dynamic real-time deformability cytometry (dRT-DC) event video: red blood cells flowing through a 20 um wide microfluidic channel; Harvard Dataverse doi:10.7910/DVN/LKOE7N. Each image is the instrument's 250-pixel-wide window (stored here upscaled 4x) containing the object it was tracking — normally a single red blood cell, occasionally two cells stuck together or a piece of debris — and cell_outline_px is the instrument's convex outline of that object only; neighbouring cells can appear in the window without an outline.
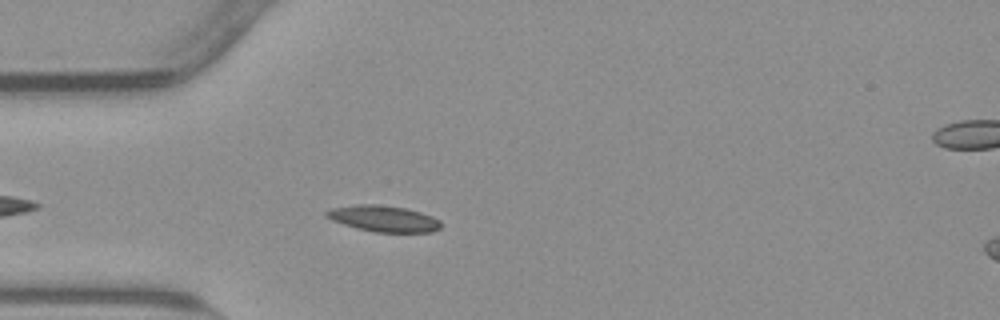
{"species": "common noctule bat (a hibernating species)", "species_latin": "Nyctalus noctula", "temperature_condition": "warm", "stored_images_in_passage": 38, "camera_frame_rate_fps": 3000, "um_per_image_px": 0.085, "animal": {"sex": "male", "body_mass_g": 23.1, "forearm_length_mm": 52.7}, "frame": {"image": 1, "passage_image": 5, "time_ms": 1.333, "image_size_px": [1000, 320], "cell_outline_px": [[440, 228], [432, 232], [376, 232], [356, 228], [332, 220], [324, 216], [324, 212], [332, 208], [356, 204], [376, 204], [404, 208], [420, 212], [432, 216], [440, 220]], "centroid_in_image_um": [32.58, 18.58], "position_along_channel_um": 52.4, "area_um2": 17.4}}
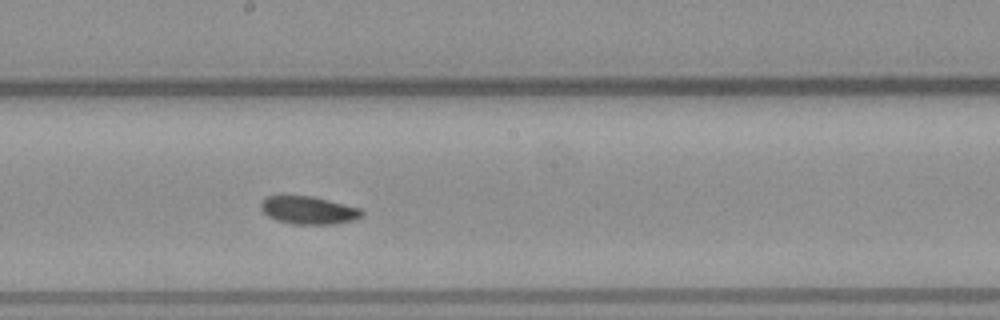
{"frame": {"image": 2, "passage_image": 19, "time_ms": 6.0, "image_size_px": [1000, 320], "cell_outline_px": [[364, 216], [356, 220], [332, 224], [292, 224], [276, 220], [268, 216], [260, 208], [260, 204], [268, 196], [312, 196], [360, 208], [364, 212]], "centroid_in_image_um": [26.26, 17.88], "position_along_channel_um": 221.9, "area_um2": 16.36}}
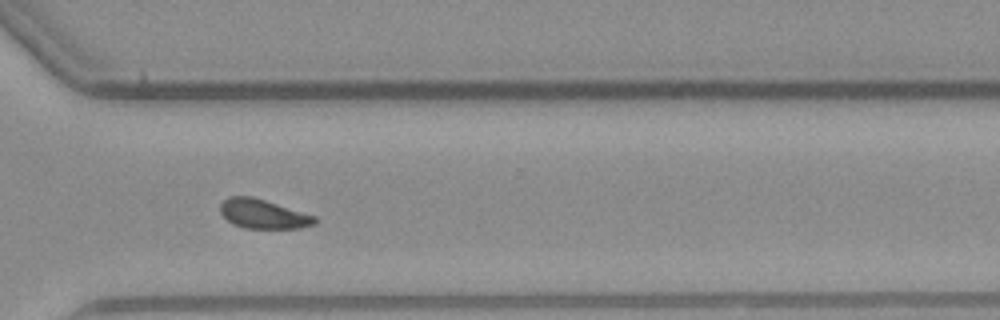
{"frame": {"image": 3, "passage_image": 29, "time_ms": 9.333, "image_size_px": [1000, 320], "cell_outline_px": [[320, 220], [316, 224], [300, 228], [244, 228], [232, 224], [220, 212], [220, 204], [228, 196], [252, 196], [316, 216]], "centroid_in_image_um": [22.39, 18.19], "position_along_channel_um": 348.2, "area_um2": 16.18}, "authors_computed_cell_mechanics": {"area_um2": 16.5886, "velocity_mm_per_s": 3.7865, "shape_relaxation_time_tau1_ms": null, "shape_relaxation_time_tau2_ms": 11.3483, "deformation_change_tau1": null, "deformation_change_tau2": 0.1679}}